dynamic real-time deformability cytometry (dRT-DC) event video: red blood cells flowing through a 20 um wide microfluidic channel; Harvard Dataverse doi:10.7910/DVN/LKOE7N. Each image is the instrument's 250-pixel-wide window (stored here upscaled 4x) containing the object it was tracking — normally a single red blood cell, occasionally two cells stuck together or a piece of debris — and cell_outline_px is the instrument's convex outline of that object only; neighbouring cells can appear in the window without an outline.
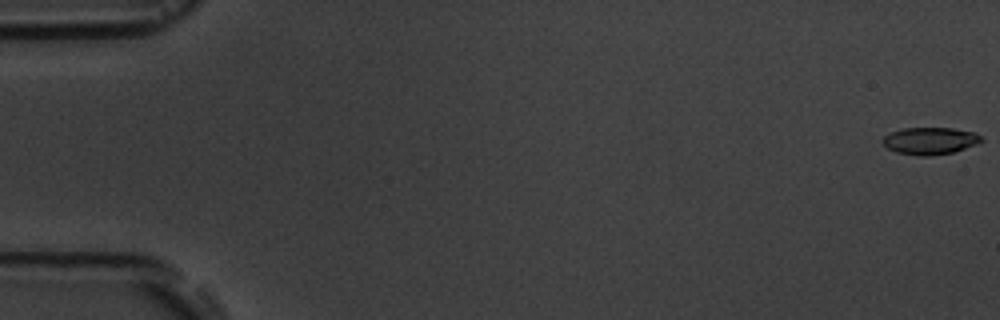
{"species": "common noctule bat (a hibernating species)", "species_latin": "Nyctalus noctula", "temperature_condition": "room temperature", "stored_images_in_passage": 5, "camera_frame_rate_fps": 3000, "um_per_image_px": 0.085, "animal": {"sex": "male", "body_mass_g": 19.5, "forearm_length_mm": 54.6}, "frame": {"image": 1, "passage_image": 1, "time_ms": 0.0, "image_size_px": [1000, 320], "cell_outline_px": [[984, 140], [980, 144], [952, 152], [928, 156], [920, 156], [896, 152], [888, 148], [880, 140], [884, 136], [892, 132], [904, 128], [952, 128], [976, 132]], "centroid_in_image_um": [79.09, 11.97], "position_along_channel_um": 5.9, "area_um2": 15.66}}
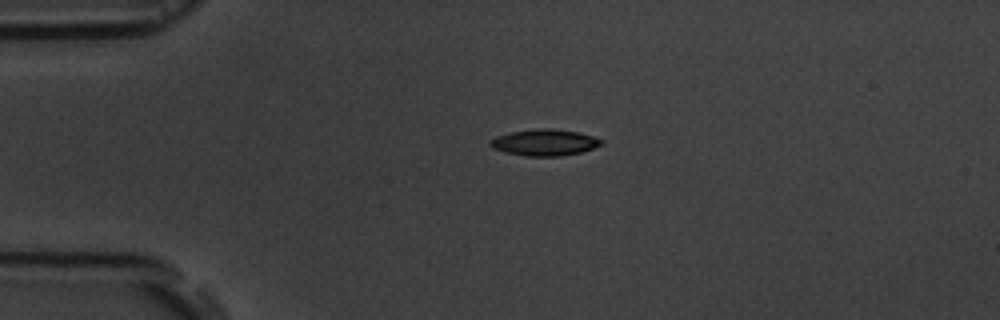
{"frame": {"image": 2, "passage_image": 4, "time_ms": 4.333, "image_size_px": [1000, 320], "cell_outline_px": [[604, 144], [580, 152], [560, 156], [524, 156], [504, 152], [492, 148], [488, 144], [496, 136], [508, 132], [536, 128], [552, 128], [580, 132], [604, 140]], "centroid_in_image_um": [46.28, 12.1], "position_along_channel_um": 38.7, "area_um2": 17.28}}